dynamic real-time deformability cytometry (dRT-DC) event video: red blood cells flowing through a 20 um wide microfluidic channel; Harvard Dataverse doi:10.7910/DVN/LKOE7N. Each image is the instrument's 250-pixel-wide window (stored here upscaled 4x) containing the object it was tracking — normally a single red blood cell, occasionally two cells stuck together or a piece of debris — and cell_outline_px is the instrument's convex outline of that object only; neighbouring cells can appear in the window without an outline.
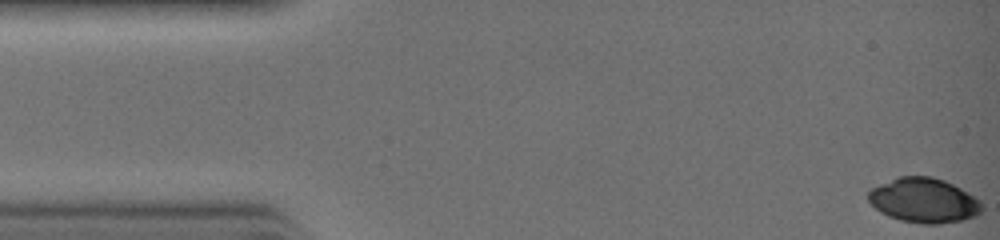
{"species": "common noctule bat (a hibernating species)", "species_latin": "Nyctalus noctula", "temperature_condition": "warm", "stored_images_in_passage": 29, "camera_frame_rate_fps": 3000, "um_per_image_px": 0.085, "animal": {"sex": "female", "body_mass_g": 19.0, "forearm_length_mm": 51.5}, "frame": {"image": 1, "passage_image": 1, "time_ms": 0.0, "image_size_px": [1000, 240], "cell_outline_px": [[984, 208], [980, 212], [972, 216], [960, 220], [940, 224], [920, 224], [900, 220], [888, 216], [880, 212], [868, 200], [868, 192], [872, 188], [880, 184], [900, 176], [932, 176], [944, 180], [960, 188], [980, 200]], "centroid_in_image_um": [78.51, 17.03], "position_along_channel_um": 6.5, "area_um2": 29.42}}
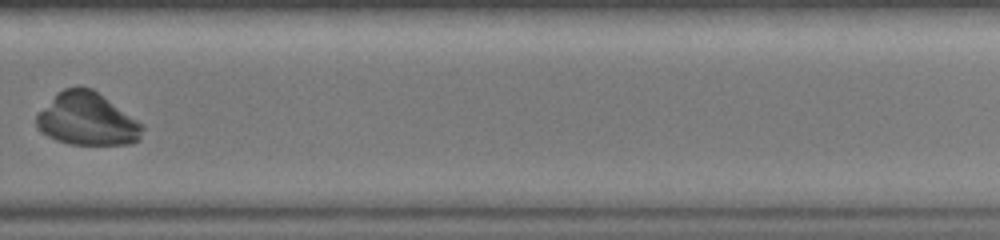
{"frame": {"image": 2, "passage_image": 23, "time_ms": 7.333, "image_size_px": [1000, 240], "cell_outline_px": [[144, 128], [140, 140], [128, 144], [68, 144], [56, 140], [48, 136], [36, 124], [36, 116], [56, 92], [64, 88], [76, 84], [80, 84], [92, 88], [144, 124]], "centroid_in_image_um": [7.42, 10.1], "position_along_channel_um": 322.4, "area_um2": 32.77}}
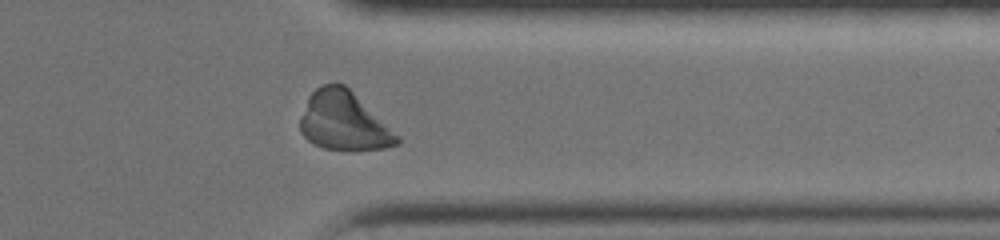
{"frame": {"image": 3, "passage_image": 26, "time_ms": 8.333, "image_size_px": [1000, 240], "cell_outline_px": [[400, 144], [384, 148], [348, 152], [324, 148], [312, 144], [300, 132], [300, 116], [308, 96], [320, 84], [336, 80], [344, 84], [400, 136]], "centroid_in_image_um": [29.2, 10.3], "position_along_channel_um": 382.2, "area_um2": 33.87}}